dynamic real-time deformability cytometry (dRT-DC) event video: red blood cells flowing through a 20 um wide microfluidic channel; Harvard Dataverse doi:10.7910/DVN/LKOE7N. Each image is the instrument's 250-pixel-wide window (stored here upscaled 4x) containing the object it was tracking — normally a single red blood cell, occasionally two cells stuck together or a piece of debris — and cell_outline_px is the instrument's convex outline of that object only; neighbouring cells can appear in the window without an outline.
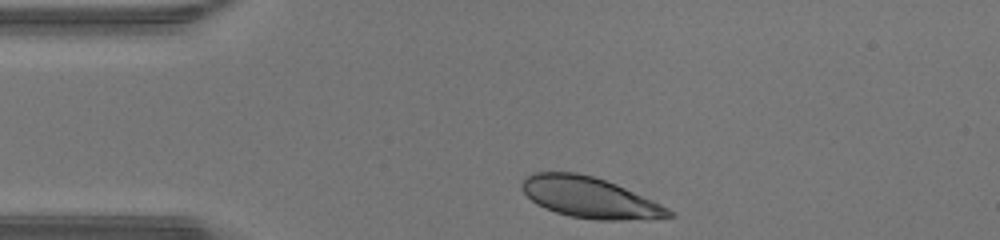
{"species": "human", "species_latin": "Homo sapiens", "temperature_condition": "warm", "stored_images_in_passage": 29, "camera_frame_rate_fps": 3000, "um_per_image_px": 0.085, "donor": {"sex": "male"}, "frame": {"image": 1, "passage_image": 1, "time_ms": 0.0, "image_size_px": [1000, 240], "cell_outline_px": [[676, 216], [648, 220], [596, 220], [568, 216], [544, 208], [536, 204], [520, 188], [520, 184], [524, 176], [532, 172], [576, 172], [592, 176], [616, 184], [652, 200], [668, 208]], "centroid_in_image_um": [50.11, 16.8], "position_along_channel_um": 34.9, "area_um2": 35.14}}
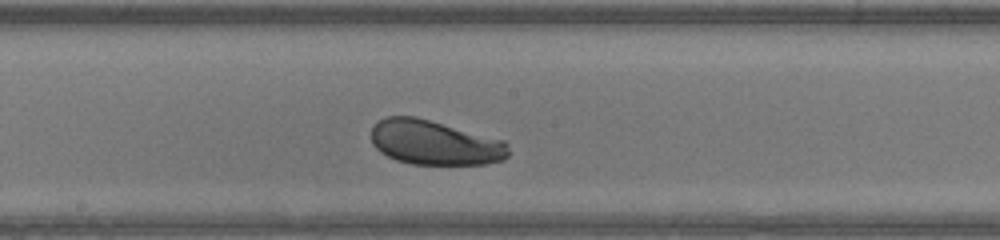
{"frame": {"image": 2, "passage_image": 16, "time_ms": 5.0, "image_size_px": [1000, 240], "cell_outline_px": [[508, 156], [504, 160], [488, 164], [412, 164], [396, 160], [380, 152], [372, 144], [372, 128], [380, 120], [388, 116], [416, 116], [504, 140], [508, 148]], "centroid_in_image_um": [36.95, 12.13], "position_along_channel_um": 211.2, "area_um2": 35.66}}
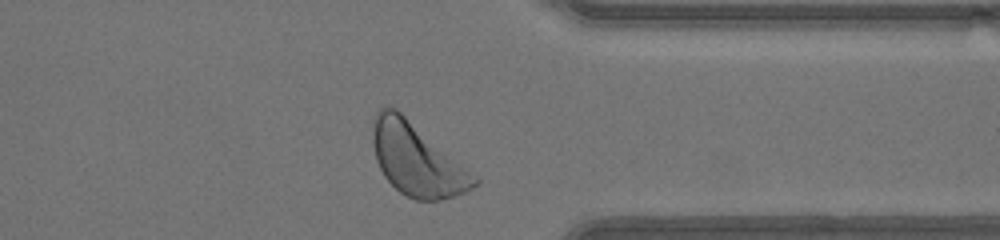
{"frame": {"image": 3, "passage_image": 28, "time_ms": 9.0, "image_size_px": [1000, 240], "cell_outline_px": [[480, 184], [464, 192], [452, 196], [436, 200], [416, 200], [400, 192], [384, 176], [376, 160], [372, 144], [372, 128], [376, 112], [384, 104], [388, 104], [396, 108], [480, 180]], "centroid_in_image_um": [35.38, 13.54], "position_along_channel_um": 376.0, "area_um2": 42.14}, "authors_computed_cell_mechanics": {"area_um2": 36.1828, "velocity_mm_per_s": 4.2972, "shape_relaxation_time_tau1_ms": 2.3767, "shape_relaxation_time_tau2_ms": null, "deformation_change_tau1": 0.1035, "deformation_change_tau2": null}}